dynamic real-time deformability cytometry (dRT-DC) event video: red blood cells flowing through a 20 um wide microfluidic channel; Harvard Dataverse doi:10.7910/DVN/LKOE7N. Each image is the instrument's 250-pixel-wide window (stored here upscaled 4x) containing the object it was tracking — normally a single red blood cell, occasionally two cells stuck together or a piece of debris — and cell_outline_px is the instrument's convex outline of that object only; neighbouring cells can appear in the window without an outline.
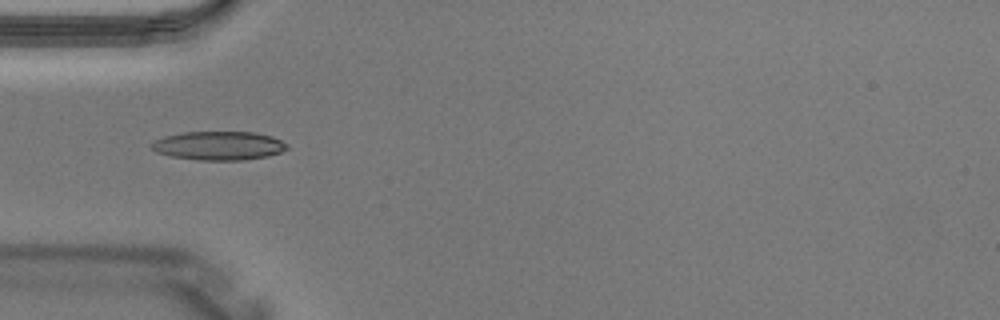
{"species": "Egyptian fruit bat (a non-hibernating species)", "species_latin": "Rousettus aegyptiacus", "temperature_condition": "warm", "stored_images_in_passage": 3, "camera_frame_rate_fps": 3000, "um_per_image_px": 0.085, "animal": {"sex": "male"}, "frame": {"image": 1, "passage_image": 3, "time_ms": 0.667, "image_size_px": [1000, 320], "cell_outline_px": [[288, 148], [280, 152], [268, 156], [244, 160], [200, 160], [172, 156], [156, 152], [148, 144], [164, 136], [184, 132], [256, 132], [272, 136], [288, 144]], "centroid_in_image_um": [18.6, 12.38], "position_along_channel_um": 66.4, "area_um2": 22.72}}